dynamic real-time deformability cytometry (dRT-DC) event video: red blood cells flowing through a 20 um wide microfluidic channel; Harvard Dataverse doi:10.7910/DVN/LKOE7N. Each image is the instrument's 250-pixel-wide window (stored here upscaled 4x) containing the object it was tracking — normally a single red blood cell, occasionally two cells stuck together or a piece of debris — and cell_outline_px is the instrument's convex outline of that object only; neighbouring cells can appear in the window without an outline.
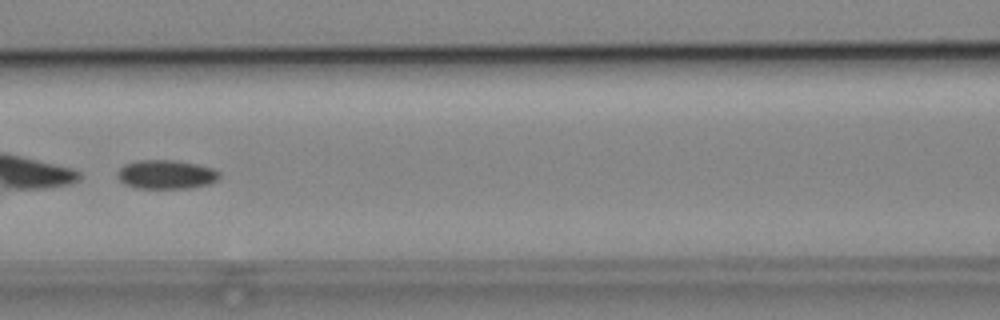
{"species": "common noctule bat (a hibernating species)", "species_latin": "Nyctalus noctula", "temperature_condition": "cold", "stored_images_in_passage": 11, "camera_frame_rate_fps": 3000, "um_per_image_px": 0.085, "animal": {"sex": "male", "body_mass_g": 19.2, "forearm_length_mm": 51.8}, "frame": {"image": 1, "passage_image": 8, "time_ms": 9.333, "image_size_px": [1000, 320], "cell_outline_px": [[220, 176], [216, 180], [208, 184], [188, 188], [136, 188], [124, 184], [116, 176], [116, 172], [124, 164], [136, 160], [176, 160], [196, 164], [212, 168], [220, 172]], "centroid_in_image_um": [14.08, 14.82], "position_along_channel_um": 152.5, "area_um2": 17.28}}
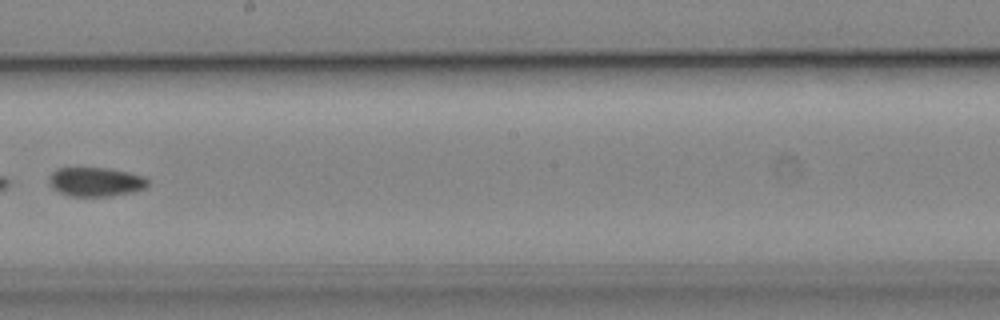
{"frame": {"image": 2, "passage_image": 10, "time_ms": 11.667, "image_size_px": [1000, 320], "cell_outline_px": [[148, 184], [144, 188], [132, 192], [112, 196], [72, 196], [60, 192], [52, 188], [48, 180], [52, 172], [56, 168], [108, 168], [128, 172], [144, 176], [148, 180]], "centroid_in_image_um": [8.13, 15.45], "position_along_channel_um": 240.1, "area_um2": 16.7}}
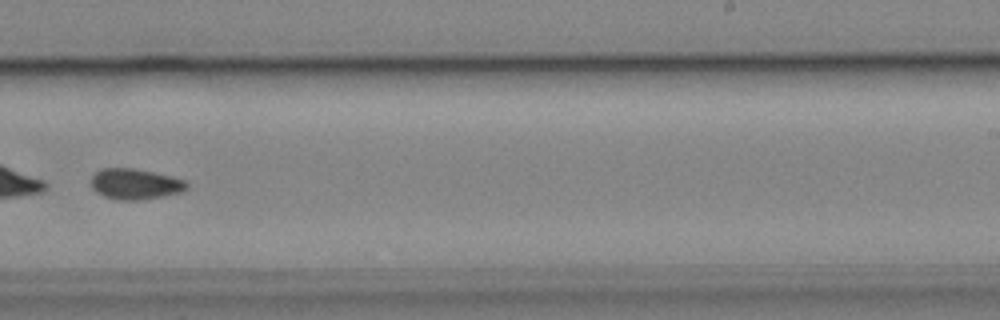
{"frame": {"image": 3, "passage_image": 11, "time_ms": 12.667, "image_size_px": [1000, 320], "cell_outline_px": [[188, 188], [180, 192], [160, 196], [136, 200], [116, 200], [104, 196], [96, 192], [92, 188], [92, 176], [100, 168], [132, 168], [172, 176], [184, 180], [188, 184]], "centroid_in_image_um": [11.46, 15.63], "position_along_channel_um": 277.5, "area_um2": 16.94}}